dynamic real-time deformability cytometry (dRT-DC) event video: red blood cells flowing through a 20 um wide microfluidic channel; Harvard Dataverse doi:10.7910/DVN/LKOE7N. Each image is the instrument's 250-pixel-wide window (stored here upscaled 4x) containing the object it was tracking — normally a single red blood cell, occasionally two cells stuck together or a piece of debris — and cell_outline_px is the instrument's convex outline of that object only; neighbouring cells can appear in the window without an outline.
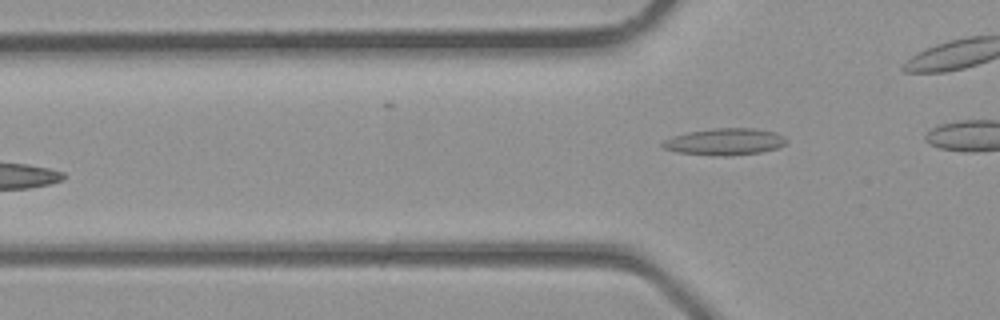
{"species": "common noctule bat (a hibernating species)", "species_latin": "Nyctalus noctula", "temperature_condition": "room temperature", "stored_images_in_passage": 5, "camera_frame_rate_fps": 3000, "um_per_image_px": 0.085, "animal": {"sex": "male", "body_mass_g": 23.1, "forearm_length_mm": 52.7}, "frame": {"image": 1, "passage_image": 5, "time_ms": 1.333, "image_size_px": [1000, 320], "cell_outline_px": [[788, 140], [784, 144], [776, 148], [760, 152], [732, 156], [712, 156], [676, 152], [664, 148], [660, 144], [664, 140], [672, 136], [688, 132], [712, 128], [756, 128], [776, 132], [784, 136]], "centroid_in_image_um": [61.6, 12.05], "position_along_channel_um": 64.2, "area_um2": 19.54}}